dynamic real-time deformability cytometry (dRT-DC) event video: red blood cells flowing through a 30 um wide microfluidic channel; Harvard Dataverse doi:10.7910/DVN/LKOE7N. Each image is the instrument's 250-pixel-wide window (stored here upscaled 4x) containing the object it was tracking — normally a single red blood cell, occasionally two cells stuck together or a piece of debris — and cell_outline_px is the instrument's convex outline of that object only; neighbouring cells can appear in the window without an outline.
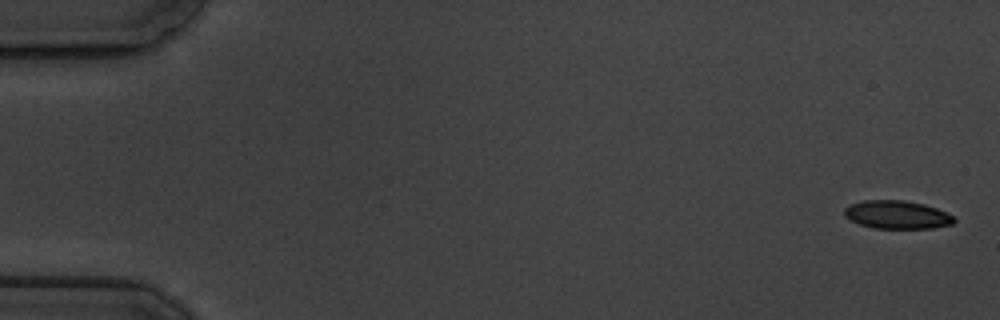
{"species": "common noctule bat (a hibernating species)", "species_latin": "Nyctalus noctula", "temperature_condition": "cold", "stored_images_in_passage": 8, "camera_frame_rate_fps": 3000, "um_per_image_px": 0.085, "animal": {"sex": "male", "body_mass_g": 19.5, "forearm_length_mm": 54.6}, "frame": {"image": 1, "passage_image": 1, "time_ms": 0.0, "image_size_px": [1000, 320], "cell_outline_px": [[956, 220], [952, 224], [932, 228], [872, 228], [860, 224], [844, 216], [844, 208], [848, 204], [864, 200], [904, 200], [924, 204], [936, 208], [952, 216]], "centroid_in_image_um": [76.21, 18.24], "position_along_channel_um": 8.8, "area_um2": 17.98}}
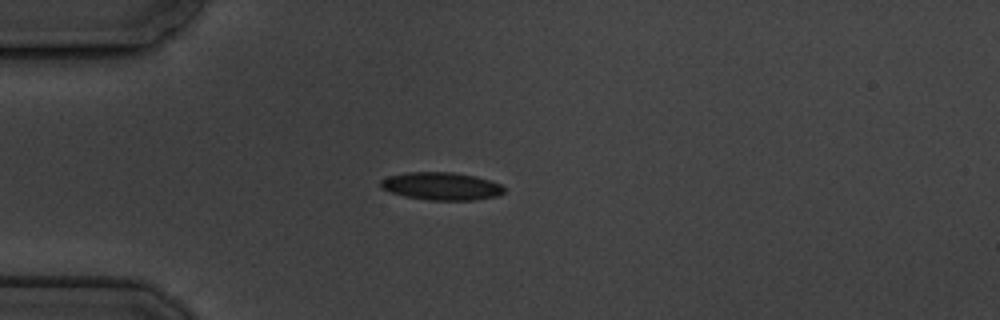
{"frame": {"image": 2, "passage_image": 5, "time_ms": 4.667, "image_size_px": [1000, 320], "cell_outline_px": [[504, 192], [500, 196], [476, 200], [428, 200], [404, 196], [380, 188], [380, 180], [388, 176], [408, 172], [452, 172], [476, 176], [500, 184], [504, 188]], "centroid_in_image_um": [37.52, 15.83], "position_along_channel_um": 47.5, "area_um2": 20.06}}